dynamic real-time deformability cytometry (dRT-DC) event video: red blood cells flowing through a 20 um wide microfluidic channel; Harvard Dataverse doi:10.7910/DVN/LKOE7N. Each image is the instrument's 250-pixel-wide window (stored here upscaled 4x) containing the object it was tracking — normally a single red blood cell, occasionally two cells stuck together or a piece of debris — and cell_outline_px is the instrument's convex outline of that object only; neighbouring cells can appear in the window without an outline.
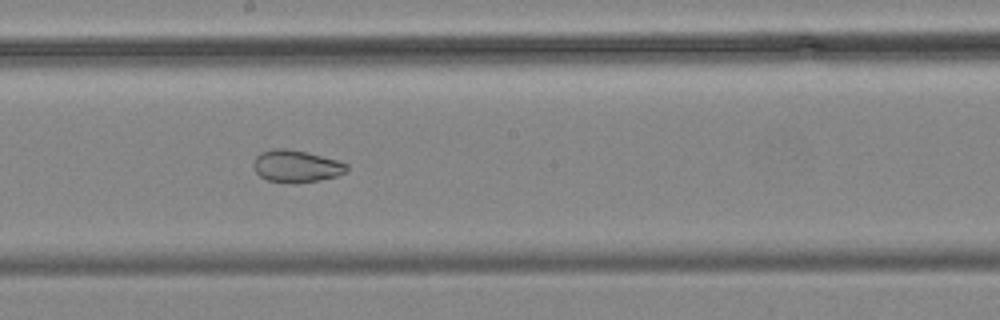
{"species": "common noctule bat (a hibernating species)", "species_latin": "Nyctalus noctula", "temperature_condition": "cold", "stored_images_in_passage": 15, "camera_frame_rate_fps": 3000, "um_per_image_px": 0.085, "animal": {"sex": "male", "body_mass_g": 19.2, "forearm_length_mm": 51.8}, "frame": {"image": 1, "passage_image": 13, "time_ms": 14.667, "image_size_px": [1000, 320], "cell_outline_px": [[348, 168], [344, 172], [336, 176], [320, 180], [296, 184], [268, 180], [260, 176], [256, 172], [252, 164], [256, 156], [260, 152], [272, 148], [284, 148], [304, 152], [340, 160], [348, 164]], "centroid_in_image_um": [25.17, 14.13], "position_along_channel_um": 223.0, "area_um2": 17.57}}